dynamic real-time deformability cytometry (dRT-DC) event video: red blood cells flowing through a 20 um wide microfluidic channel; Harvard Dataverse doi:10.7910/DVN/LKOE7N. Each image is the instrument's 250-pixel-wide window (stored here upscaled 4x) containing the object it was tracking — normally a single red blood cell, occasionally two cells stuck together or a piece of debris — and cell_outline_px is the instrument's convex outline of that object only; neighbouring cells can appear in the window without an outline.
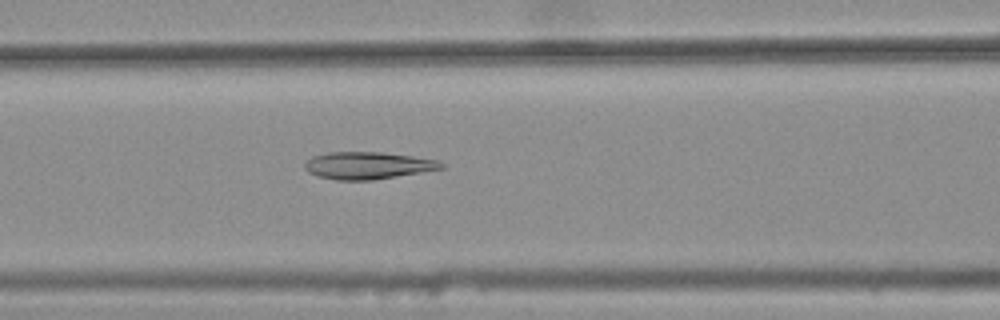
{"species": "common noctule bat (a hibernating species)", "species_latin": "Nyctalus noctula", "temperature_condition": "warm", "stored_images_in_passage": 38, "camera_frame_rate_fps": 3000, "um_per_image_px": 0.085, "animal": {"sex": "female", "body_mass_g": 25.1}, "frame": {"image": 1, "passage_image": 14, "time_ms": 4.333, "image_size_px": [1000, 320], "cell_outline_px": [[444, 168], [372, 180], [336, 180], [316, 176], [308, 172], [304, 168], [304, 164], [312, 156], [328, 152], [384, 152], [412, 156], [436, 160], [444, 164]], "centroid_in_image_um": [31.21, 14.06], "position_along_channel_um": 135.4, "area_um2": 21.56}}
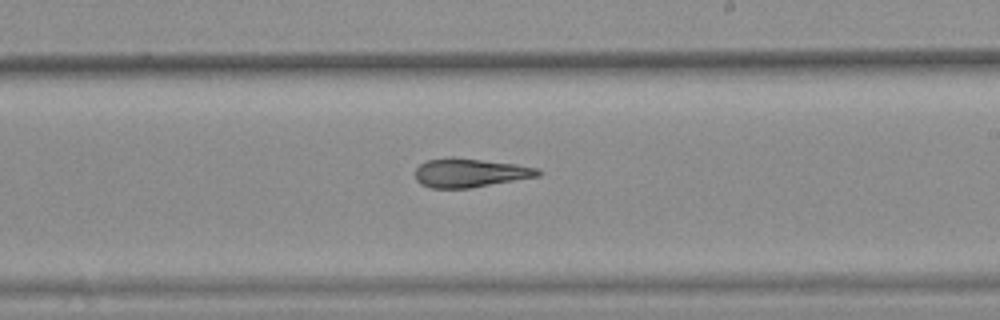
{"frame": {"image": 2, "passage_image": 23, "time_ms": 7.333, "image_size_px": [1000, 320], "cell_outline_px": [[540, 176], [472, 188], [432, 188], [420, 184], [416, 180], [416, 168], [420, 164], [428, 160], [448, 156], [452, 156], [516, 164], [540, 168]], "centroid_in_image_um": [39.95, 14.68], "position_along_channel_um": 249.0, "area_um2": 20.87}}
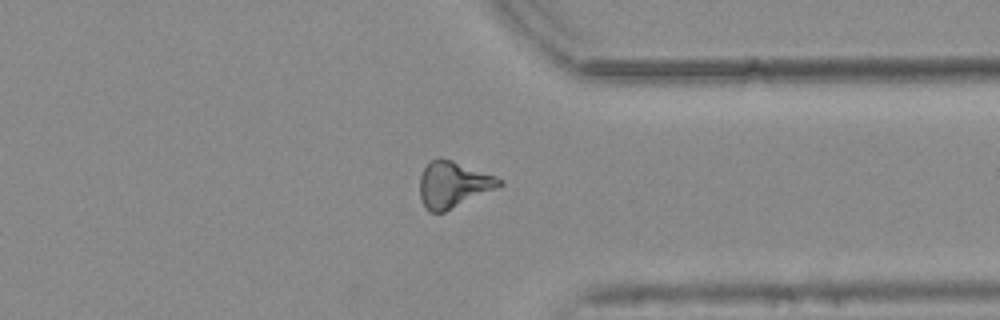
{"frame": {"image": 3, "passage_image": 33, "time_ms": 10.667, "image_size_px": [1000, 320], "cell_outline_px": [[504, 184], [496, 188], [444, 212], [428, 212], [424, 208], [420, 196], [420, 176], [424, 168], [432, 160], [440, 156], [452, 160], [496, 176], [504, 180]], "centroid_in_image_um": [38.51, 15.68], "position_along_channel_um": 372.9, "area_um2": 21.33}, "authors_computed_cell_mechanics": {"area_um2": 21.0392, "velocity_mm_per_s": 3.7952, "shape_relaxation_time_tau1_ms": null, "shape_relaxation_time_tau2_ms": 4.7559, "deformation_change_tau1": null, "deformation_change_tau2": 0.1338}}